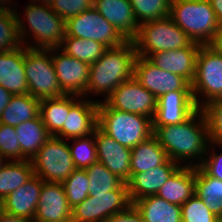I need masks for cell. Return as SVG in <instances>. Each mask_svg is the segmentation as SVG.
<instances>
[{"mask_svg": "<svg viewBox=\"0 0 222 222\" xmlns=\"http://www.w3.org/2000/svg\"><path fill=\"white\" fill-rule=\"evenodd\" d=\"M34 174L47 182H63L76 169L68 141L51 136L31 159Z\"/></svg>", "mask_w": 222, "mask_h": 222, "instance_id": "obj_9", "label": "cell"}, {"mask_svg": "<svg viewBox=\"0 0 222 222\" xmlns=\"http://www.w3.org/2000/svg\"><path fill=\"white\" fill-rule=\"evenodd\" d=\"M43 182L39 176L34 174L25 184L12 191L0 202V209L10 215L33 220Z\"/></svg>", "mask_w": 222, "mask_h": 222, "instance_id": "obj_21", "label": "cell"}, {"mask_svg": "<svg viewBox=\"0 0 222 222\" xmlns=\"http://www.w3.org/2000/svg\"><path fill=\"white\" fill-rule=\"evenodd\" d=\"M98 106L94 100L70 95V111L66 112L63 127L55 137L68 140L94 133L98 126Z\"/></svg>", "mask_w": 222, "mask_h": 222, "instance_id": "obj_15", "label": "cell"}, {"mask_svg": "<svg viewBox=\"0 0 222 222\" xmlns=\"http://www.w3.org/2000/svg\"><path fill=\"white\" fill-rule=\"evenodd\" d=\"M209 45L216 51L222 53V24H218L216 34Z\"/></svg>", "mask_w": 222, "mask_h": 222, "instance_id": "obj_44", "label": "cell"}, {"mask_svg": "<svg viewBox=\"0 0 222 222\" xmlns=\"http://www.w3.org/2000/svg\"><path fill=\"white\" fill-rule=\"evenodd\" d=\"M60 49L67 55L91 65L96 62L108 48L97 41L65 36Z\"/></svg>", "mask_w": 222, "mask_h": 222, "instance_id": "obj_33", "label": "cell"}, {"mask_svg": "<svg viewBox=\"0 0 222 222\" xmlns=\"http://www.w3.org/2000/svg\"><path fill=\"white\" fill-rule=\"evenodd\" d=\"M90 193H106L115 189H128L127 183L111 173L102 163L96 162L86 169Z\"/></svg>", "mask_w": 222, "mask_h": 222, "instance_id": "obj_34", "label": "cell"}, {"mask_svg": "<svg viewBox=\"0 0 222 222\" xmlns=\"http://www.w3.org/2000/svg\"><path fill=\"white\" fill-rule=\"evenodd\" d=\"M195 194V167L180 166L161 186L157 196L166 201L182 205Z\"/></svg>", "mask_w": 222, "mask_h": 222, "instance_id": "obj_24", "label": "cell"}, {"mask_svg": "<svg viewBox=\"0 0 222 222\" xmlns=\"http://www.w3.org/2000/svg\"><path fill=\"white\" fill-rule=\"evenodd\" d=\"M201 44L192 42L185 48L172 51H160L147 59L156 67L184 77L190 84L195 76L196 58Z\"/></svg>", "mask_w": 222, "mask_h": 222, "instance_id": "obj_20", "label": "cell"}, {"mask_svg": "<svg viewBox=\"0 0 222 222\" xmlns=\"http://www.w3.org/2000/svg\"><path fill=\"white\" fill-rule=\"evenodd\" d=\"M133 76L156 98L172 91H192L184 77L164 71L139 55L135 59Z\"/></svg>", "mask_w": 222, "mask_h": 222, "instance_id": "obj_14", "label": "cell"}, {"mask_svg": "<svg viewBox=\"0 0 222 222\" xmlns=\"http://www.w3.org/2000/svg\"><path fill=\"white\" fill-rule=\"evenodd\" d=\"M179 167V164L168 158L156 168L149 169L146 172L131 173V178L127 182L131 203L146 196L156 195L161 186Z\"/></svg>", "mask_w": 222, "mask_h": 222, "instance_id": "obj_19", "label": "cell"}, {"mask_svg": "<svg viewBox=\"0 0 222 222\" xmlns=\"http://www.w3.org/2000/svg\"><path fill=\"white\" fill-rule=\"evenodd\" d=\"M219 148L222 149V143H209L200 167L209 176L222 180V151Z\"/></svg>", "mask_w": 222, "mask_h": 222, "instance_id": "obj_42", "label": "cell"}, {"mask_svg": "<svg viewBox=\"0 0 222 222\" xmlns=\"http://www.w3.org/2000/svg\"><path fill=\"white\" fill-rule=\"evenodd\" d=\"M98 127L122 146L132 149L153 135L152 118L112 109L99 102Z\"/></svg>", "mask_w": 222, "mask_h": 222, "instance_id": "obj_4", "label": "cell"}, {"mask_svg": "<svg viewBox=\"0 0 222 222\" xmlns=\"http://www.w3.org/2000/svg\"><path fill=\"white\" fill-rule=\"evenodd\" d=\"M98 162L127 183L131 178V149L122 146L98 126L94 130Z\"/></svg>", "mask_w": 222, "mask_h": 222, "instance_id": "obj_16", "label": "cell"}, {"mask_svg": "<svg viewBox=\"0 0 222 222\" xmlns=\"http://www.w3.org/2000/svg\"><path fill=\"white\" fill-rule=\"evenodd\" d=\"M0 153L7 161H21V148L14 126L0 123Z\"/></svg>", "mask_w": 222, "mask_h": 222, "instance_id": "obj_39", "label": "cell"}, {"mask_svg": "<svg viewBox=\"0 0 222 222\" xmlns=\"http://www.w3.org/2000/svg\"><path fill=\"white\" fill-rule=\"evenodd\" d=\"M70 111V95L40 101V116L48 133L55 136L63 127L66 112Z\"/></svg>", "mask_w": 222, "mask_h": 222, "instance_id": "obj_32", "label": "cell"}, {"mask_svg": "<svg viewBox=\"0 0 222 222\" xmlns=\"http://www.w3.org/2000/svg\"><path fill=\"white\" fill-rule=\"evenodd\" d=\"M65 22L83 11L94 7V0H52L49 4Z\"/></svg>", "mask_w": 222, "mask_h": 222, "instance_id": "obj_41", "label": "cell"}, {"mask_svg": "<svg viewBox=\"0 0 222 222\" xmlns=\"http://www.w3.org/2000/svg\"><path fill=\"white\" fill-rule=\"evenodd\" d=\"M132 204L141 214L143 222H182L181 206L157 195L143 197Z\"/></svg>", "mask_w": 222, "mask_h": 222, "instance_id": "obj_26", "label": "cell"}, {"mask_svg": "<svg viewBox=\"0 0 222 222\" xmlns=\"http://www.w3.org/2000/svg\"><path fill=\"white\" fill-rule=\"evenodd\" d=\"M105 102L112 109L152 119L157 107V98L143 87L134 76L119 84Z\"/></svg>", "mask_w": 222, "mask_h": 222, "instance_id": "obj_12", "label": "cell"}, {"mask_svg": "<svg viewBox=\"0 0 222 222\" xmlns=\"http://www.w3.org/2000/svg\"><path fill=\"white\" fill-rule=\"evenodd\" d=\"M7 162L4 156L0 153V168Z\"/></svg>", "mask_w": 222, "mask_h": 222, "instance_id": "obj_49", "label": "cell"}, {"mask_svg": "<svg viewBox=\"0 0 222 222\" xmlns=\"http://www.w3.org/2000/svg\"><path fill=\"white\" fill-rule=\"evenodd\" d=\"M167 159L166 151L152 135L131 149V173L146 172L162 165Z\"/></svg>", "mask_w": 222, "mask_h": 222, "instance_id": "obj_27", "label": "cell"}, {"mask_svg": "<svg viewBox=\"0 0 222 222\" xmlns=\"http://www.w3.org/2000/svg\"><path fill=\"white\" fill-rule=\"evenodd\" d=\"M169 17L201 45L211 43L219 24L209 0H172Z\"/></svg>", "mask_w": 222, "mask_h": 222, "instance_id": "obj_5", "label": "cell"}, {"mask_svg": "<svg viewBox=\"0 0 222 222\" xmlns=\"http://www.w3.org/2000/svg\"><path fill=\"white\" fill-rule=\"evenodd\" d=\"M65 36L102 43L107 48L123 45L127 40L94 7L66 21Z\"/></svg>", "mask_w": 222, "mask_h": 222, "instance_id": "obj_11", "label": "cell"}, {"mask_svg": "<svg viewBox=\"0 0 222 222\" xmlns=\"http://www.w3.org/2000/svg\"><path fill=\"white\" fill-rule=\"evenodd\" d=\"M61 182L44 181L33 222H71V210Z\"/></svg>", "mask_w": 222, "mask_h": 222, "instance_id": "obj_18", "label": "cell"}, {"mask_svg": "<svg viewBox=\"0 0 222 222\" xmlns=\"http://www.w3.org/2000/svg\"><path fill=\"white\" fill-rule=\"evenodd\" d=\"M34 175L31 160L7 161L0 168V202Z\"/></svg>", "mask_w": 222, "mask_h": 222, "instance_id": "obj_30", "label": "cell"}, {"mask_svg": "<svg viewBox=\"0 0 222 222\" xmlns=\"http://www.w3.org/2000/svg\"><path fill=\"white\" fill-rule=\"evenodd\" d=\"M21 148V161L31 160L51 137L40 114L15 127Z\"/></svg>", "mask_w": 222, "mask_h": 222, "instance_id": "obj_25", "label": "cell"}, {"mask_svg": "<svg viewBox=\"0 0 222 222\" xmlns=\"http://www.w3.org/2000/svg\"><path fill=\"white\" fill-rule=\"evenodd\" d=\"M0 85L13 95L29 94L24 71V45L0 52Z\"/></svg>", "mask_w": 222, "mask_h": 222, "instance_id": "obj_23", "label": "cell"}, {"mask_svg": "<svg viewBox=\"0 0 222 222\" xmlns=\"http://www.w3.org/2000/svg\"><path fill=\"white\" fill-rule=\"evenodd\" d=\"M24 71L29 94L40 101L65 95L52 64L51 49L27 48L24 45Z\"/></svg>", "mask_w": 222, "mask_h": 222, "instance_id": "obj_8", "label": "cell"}, {"mask_svg": "<svg viewBox=\"0 0 222 222\" xmlns=\"http://www.w3.org/2000/svg\"><path fill=\"white\" fill-rule=\"evenodd\" d=\"M198 108L192 91H172L157 98L153 126L176 125L187 120Z\"/></svg>", "mask_w": 222, "mask_h": 222, "instance_id": "obj_17", "label": "cell"}, {"mask_svg": "<svg viewBox=\"0 0 222 222\" xmlns=\"http://www.w3.org/2000/svg\"><path fill=\"white\" fill-rule=\"evenodd\" d=\"M0 222H33V220L27 217L13 216L0 209Z\"/></svg>", "mask_w": 222, "mask_h": 222, "instance_id": "obj_45", "label": "cell"}, {"mask_svg": "<svg viewBox=\"0 0 222 222\" xmlns=\"http://www.w3.org/2000/svg\"><path fill=\"white\" fill-rule=\"evenodd\" d=\"M22 46L14 8L10 0H0V52L13 51Z\"/></svg>", "mask_w": 222, "mask_h": 222, "instance_id": "obj_31", "label": "cell"}, {"mask_svg": "<svg viewBox=\"0 0 222 222\" xmlns=\"http://www.w3.org/2000/svg\"><path fill=\"white\" fill-rule=\"evenodd\" d=\"M217 222H222V218H218V221Z\"/></svg>", "mask_w": 222, "mask_h": 222, "instance_id": "obj_50", "label": "cell"}, {"mask_svg": "<svg viewBox=\"0 0 222 222\" xmlns=\"http://www.w3.org/2000/svg\"><path fill=\"white\" fill-rule=\"evenodd\" d=\"M219 24H222V0H209Z\"/></svg>", "mask_w": 222, "mask_h": 222, "instance_id": "obj_47", "label": "cell"}, {"mask_svg": "<svg viewBox=\"0 0 222 222\" xmlns=\"http://www.w3.org/2000/svg\"><path fill=\"white\" fill-rule=\"evenodd\" d=\"M203 110L209 123V142L222 143V98L211 101Z\"/></svg>", "mask_w": 222, "mask_h": 222, "instance_id": "obj_40", "label": "cell"}, {"mask_svg": "<svg viewBox=\"0 0 222 222\" xmlns=\"http://www.w3.org/2000/svg\"><path fill=\"white\" fill-rule=\"evenodd\" d=\"M94 8L127 40L133 41L139 24L130 0H94Z\"/></svg>", "mask_w": 222, "mask_h": 222, "instance_id": "obj_22", "label": "cell"}, {"mask_svg": "<svg viewBox=\"0 0 222 222\" xmlns=\"http://www.w3.org/2000/svg\"><path fill=\"white\" fill-rule=\"evenodd\" d=\"M40 114V100L30 94L13 95L4 108L0 123L18 126L23 122L36 118Z\"/></svg>", "mask_w": 222, "mask_h": 222, "instance_id": "obj_28", "label": "cell"}, {"mask_svg": "<svg viewBox=\"0 0 222 222\" xmlns=\"http://www.w3.org/2000/svg\"><path fill=\"white\" fill-rule=\"evenodd\" d=\"M51 58L63 93L85 97L88 91L90 65L67 55L60 48L51 49Z\"/></svg>", "mask_w": 222, "mask_h": 222, "instance_id": "obj_13", "label": "cell"}, {"mask_svg": "<svg viewBox=\"0 0 222 222\" xmlns=\"http://www.w3.org/2000/svg\"><path fill=\"white\" fill-rule=\"evenodd\" d=\"M182 222H217L216 217L197 195L181 205Z\"/></svg>", "mask_w": 222, "mask_h": 222, "instance_id": "obj_38", "label": "cell"}, {"mask_svg": "<svg viewBox=\"0 0 222 222\" xmlns=\"http://www.w3.org/2000/svg\"><path fill=\"white\" fill-rule=\"evenodd\" d=\"M153 130L169 159L180 166L201 165L210 143L209 123L203 109L198 108L183 123L153 126Z\"/></svg>", "mask_w": 222, "mask_h": 222, "instance_id": "obj_1", "label": "cell"}, {"mask_svg": "<svg viewBox=\"0 0 222 222\" xmlns=\"http://www.w3.org/2000/svg\"><path fill=\"white\" fill-rule=\"evenodd\" d=\"M31 2L43 3V4H50L52 0H27Z\"/></svg>", "mask_w": 222, "mask_h": 222, "instance_id": "obj_48", "label": "cell"}, {"mask_svg": "<svg viewBox=\"0 0 222 222\" xmlns=\"http://www.w3.org/2000/svg\"><path fill=\"white\" fill-rule=\"evenodd\" d=\"M133 41L137 55L144 58L160 51L185 48L192 43L188 35L169 16L141 24Z\"/></svg>", "mask_w": 222, "mask_h": 222, "instance_id": "obj_7", "label": "cell"}, {"mask_svg": "<svg viewBox=\"0 0 222 222\" xmlns=\"http://www.w3.org/2000/svg\"><path fill=\"white\" fill-rule=\"evenodd\" d=\"M172 0H130L139 26L145 22L167 18Z\"/></svg>", "mask_w": 222, "mask_h": 222, "instance_id": "obj_36", "label": "cell"}, {"mask_svg": "<svg viewBox=\"0 0 222 222\" xmlns=\"http://www.w3.org/2000/svg\"><path fill=\"white\" fill-rule=\"evenodd\" d=\"M89 183L86 169H75L72 174L62 182L68 205L71 208L89 196Z\"/></svg>", "mask_w": 222, "mask_h": 222, "instance_id": "obj_37", "label": "cell"}, {"mask_svg": "<svg viewBox=\"0 0 222 222\" xmlns=\"http://www.w3.org/2000/svg\"><path fill=\"white\" fill-rule=\"evenodd\" d=\"M68 147L76 169H87L98 162L94 133L85 137L67 140ZM72 142V144H70Z\"/></svg>", "mask_w": 222, "mask_h": 222, "instance_id": "obj_35", "label": "cell"}, {"mask_svg": "<svg viewBox=\"0 0 222 222\" xmlns=\"http://www.w3.org/2000/svg\"><path fill=\"white\" fill-rule=\"evenodd\" d=\"M131 204L128 189L90 193L71 209V222H104L107 218L125 211Z\"/></svg>", "mask_w": 222, "mask_h": 222, "instance_id": "obj_10", "label": "cell"}, {"mask_svg": "<svg viewBox=\"0 0 222 222\" xmlns=\"http://www.w3.org/2000/svg\"><path fill=\"white\" fill-rule=\"evenodd\" d=\"M195 195L216 217L222 218V180L209 176L200 166L195 167Z\"/></svg>", "mask_w": 222, "mask_h": 222, "instance_id": "obj_29", "label": "cell"}, {"mask_svg": "<svg viewBox=\"0 0 222 222\" xmlns=\"http://www.w3.org/2000/svg\"><path fill=\"white\" fill-rule=\"evenodd\" d=\"M104 222H143L141 214L131 204L125 211L107 218Z\"/></svg>", "mask_w": 222, "mask_h": 222, "instance_id": "obj_43", "label": "cell"}, {"mask_svg": "<svg viewBox=\"0 0 222 222\" xmlns=\"http://www.w3.org/2000/svg\"><path fill=\"white\" fill-rule=\"evenodd\" d=\"M10 1L17 16L18 31L23 45L34 49L61 47L66 34V22L49 4L29 1L20 12L17 10L19 3L15 0Z\"/></svg>", "mask_w": 222, "mask_h": 222, "instance_id": "obj_2", "label": "cell"}, {"mask_svg": "<svg viewBox=\"0 0 222 222\" xmlns=\"http://www.w3.org/2000/svg\"><path fill=\"white\" fill-rule=\"evenodd\" d=\"M12 96L13 94L11 92L7 91L0 85V117L4 111V108L9 104Z\"/></svg>", "mask_w": 222, "mask_h": 222, "instance_id": "obj_46", "label": "cell"}, {"mask_svg": "<svg viewBox=\"0 0 222 222\" xmlns=\"http://www.w3.org/2000/svg\"><path fill=\"white\" fill-rule=\"evenodd\" d=\"M136 57L134 41L108 48L96 62L90 65L88 91L85 93V98L98 103L105 101L119 84L133 77ZM96 96L104 98L95 99Z\"/></svg>", "mask_w": 222, "mask_h": 222, "instance_id": "obj_3", "label": "cell"}, {"mask_svg": "<svg viewBox=\"0 0 222 222\" xmlns=\"http://www.w3.org/2000/svg\"><path fill=\"white\" fill-rule=\"evenodd\" d=\"M191 89L199 109L222 98V53L210 45H201L198 50Z\"/></svg>", "mask_w": 222, "mask_h": 222, "instance_id": "obj_6", "label": "cell"}]
</instances>
